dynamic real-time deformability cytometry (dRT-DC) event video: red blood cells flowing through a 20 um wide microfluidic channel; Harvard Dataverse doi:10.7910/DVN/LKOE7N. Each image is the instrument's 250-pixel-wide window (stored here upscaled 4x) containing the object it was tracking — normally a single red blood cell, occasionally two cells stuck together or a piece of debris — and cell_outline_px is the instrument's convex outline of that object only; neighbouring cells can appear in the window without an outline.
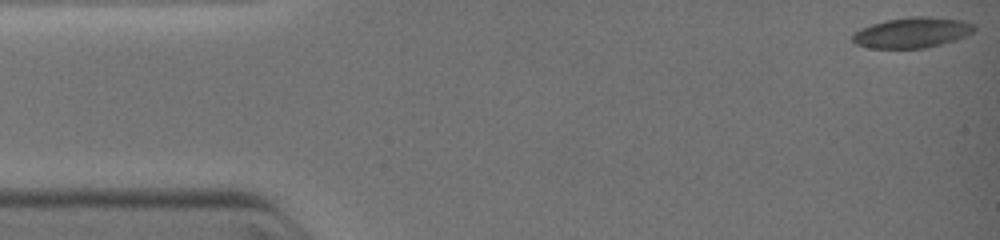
{"species": "common noctule bat (a hibernating species)", "species_latin": "Nyctalus noctula", "temperature_condition": "warm", "stored_images_in_passage": 7, "camera_frame_rate_fps": 3000, "um_per_image_px": 0.085, "animal": {"sex": "female", "body_mass_g": 19.0, "forearm_length_mm": 51.5}, "frame": {"image": 1, "passage_image": 1, "time_ms": 0.0, "image_size_px": [1000, 240], "cell_outline_px": [[976, 28], [972, 32], [956, 40], [924, 48], [872, 48], [856, 44], [852, 40], [852, 36], [856, 32], [872, 24], [888, 20], [912, 16], [924, 16], [964, 20], [976, 24]], "centroid_in_image_um": [77.58, 2.76], "position_along_channel_um": 7.4, "area_um2": 21.39}}